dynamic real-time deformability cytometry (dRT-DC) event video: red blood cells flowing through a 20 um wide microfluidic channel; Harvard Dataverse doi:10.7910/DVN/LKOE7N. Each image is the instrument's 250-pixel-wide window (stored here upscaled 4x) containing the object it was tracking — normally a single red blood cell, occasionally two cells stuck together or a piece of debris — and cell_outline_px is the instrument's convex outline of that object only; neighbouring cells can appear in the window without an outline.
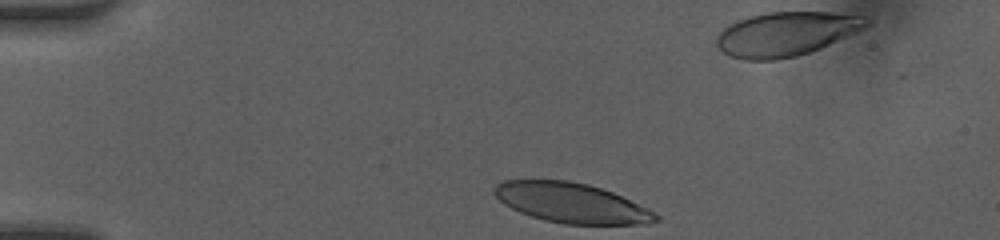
{"species": "human", "species_latin": "Homo sapiens", "temperature_condition": "room temperature", "stored_images_in_passage": 32, "camera_frame_rate_fps": 3000, "um_per_image_px": 0.085, "donor": {"sex": "female"}, "frame": {"image": 1, "passage_image": 1, "time_ms": 0.0, "image_size_px": [1000, 240], "cell_outline_px": [[660, 220], [648, 224], [564, 224], [544, 220], [520, 212], [504, 204], [492, 192], [492, 188], [496, 184], [504, 180], [568, 180], [588, 184], [612, 192], [648, 208], [660, 216]], "centroid_in_image_um": [48.57, 17.24], "position_along_channel_um": 36.4, "area_um2": 37.51}}
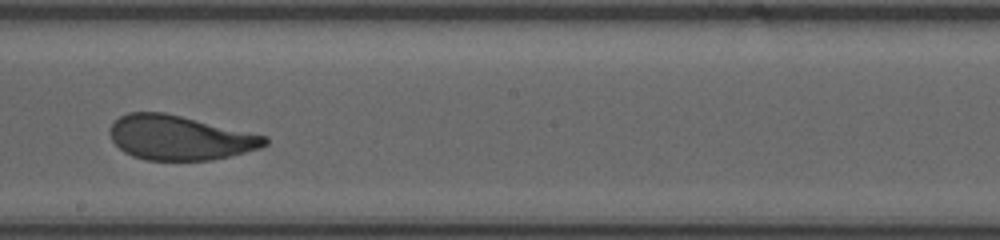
{"frame": {"image": 2, "passage_image": 19, "time_ms": 6.0, "image_size_px": [1000, 240], "cell_outline_px": [[268, 144], [260, 148], [212, 160], [144, 160], [132, 156], [124, 152], [112, 140], [108, 132], [112, 124], [120, 116], [128, 112], [164, 112], [268, 136]], "centroid_in_image_um": [15.26, 11.71], "position_along_channel_um": 232.9, "area_um2": 40.11}}
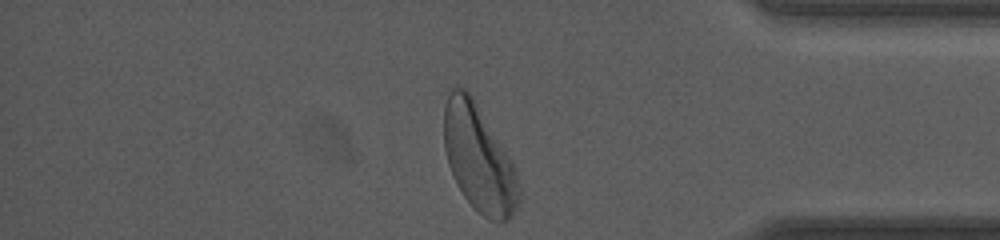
{"frame": {"image": 3, "passage_image": 32, "time_ms": 10.333, "image_size_px": [1000, 240], "cell_outline_px": [[520, 200], [512, 216], [504, 220], [488, 220], [464, 196], [456, 184], [448, 164], [444, 148], [444, 108], [448, 96], [452, 88], [464, 88], [472, 96], [512, 160], [516, 172], [520, 188]], "centroid_in_image_um": [40.7, 13.47], "position_along_channel_um": 394.5, "area_um2": 46.12}, "authors_computed_cell_mechanics": {"area_um2": 40.8646, "velocity_mm_per_s": 4.1964, "shape_relaxation_time_tau1_ms": 3.2885, "shape_relaxation_time_tau2_ms": 0.9108, "deformation_change_tau1": 0.1595, "deformation_change_tau2": 0.0798}}